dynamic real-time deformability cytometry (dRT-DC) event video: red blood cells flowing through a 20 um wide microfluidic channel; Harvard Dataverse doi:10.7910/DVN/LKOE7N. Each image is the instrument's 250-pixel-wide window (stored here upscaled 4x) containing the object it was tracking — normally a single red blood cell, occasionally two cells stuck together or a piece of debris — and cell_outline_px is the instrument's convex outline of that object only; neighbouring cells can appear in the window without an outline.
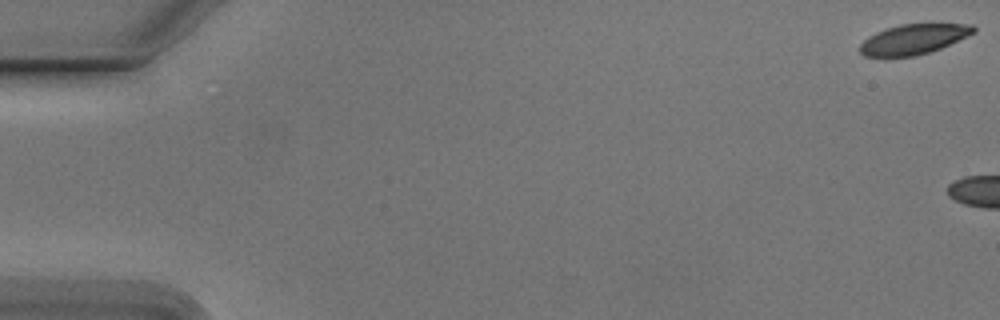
{"species": "Egyptian fruit bat (a non-hibernating species)", "species_latin": "Rousettus aegyptiacus", "temperature_condition": "cold", "stored_images_in_passage": 5, "camera_frame_rate_fps": 3000, "um_per_image_px": 0.085, "animal": {"sex": "male"}, "frame": {"image": 1, "passage_image": 1, "time_ms": 0.0, "image_size_px": [1000, 320], "cell_outline_px": [[976, 32], [940, 48], [916, 56], [864, 56], [860, 52], [860, 44], [868, 36], [876, 32], [900, 24], [972, 24], [976, 28]], "centroid_in_image_um": [77.65, 3.33], "position_along_channel_um": 7.4, "area_um2": 19.65}}